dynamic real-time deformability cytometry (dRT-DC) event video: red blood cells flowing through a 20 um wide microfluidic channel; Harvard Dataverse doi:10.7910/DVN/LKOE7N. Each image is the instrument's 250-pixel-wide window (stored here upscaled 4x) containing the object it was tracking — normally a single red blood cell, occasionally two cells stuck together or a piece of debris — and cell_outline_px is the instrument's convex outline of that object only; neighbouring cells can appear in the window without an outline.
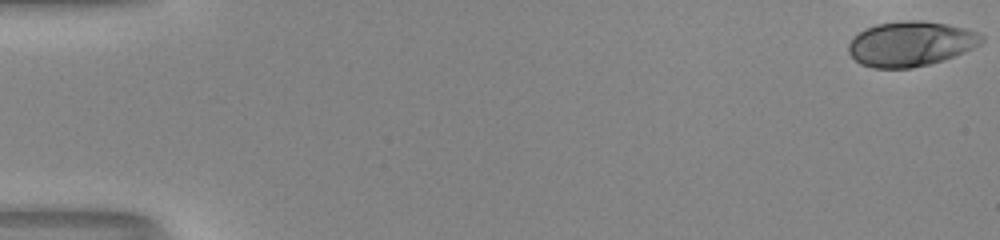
{"species": "human", "species_latin": "Homo sapiens", "temperature_condition": "room temperature", "stored_images_in_passage": 8, "camera_frame_rate_fps": 3000, "um_per_image_px": 0.085, "donor": {"sex": "male"}, "frame": {"image": 1, "passage_image": 1, "time_ms": 0.0, "image_size_px": [1000, 240], "cell_outline_px": [[984, 40], [980, 44], [964, 52], [928, 64], [912, 68], [872, 68], [860, 64], [848, 52], [848, 44], [860, 32], [876, 24], [908, 20], [924, 20], [948, 24], [964, 28], [976, 32], [984, 36]], "centroid_in_image_um": [77.41, 3.72], "position_along_channel_um": 7.6, "area_um2": 34.56}}